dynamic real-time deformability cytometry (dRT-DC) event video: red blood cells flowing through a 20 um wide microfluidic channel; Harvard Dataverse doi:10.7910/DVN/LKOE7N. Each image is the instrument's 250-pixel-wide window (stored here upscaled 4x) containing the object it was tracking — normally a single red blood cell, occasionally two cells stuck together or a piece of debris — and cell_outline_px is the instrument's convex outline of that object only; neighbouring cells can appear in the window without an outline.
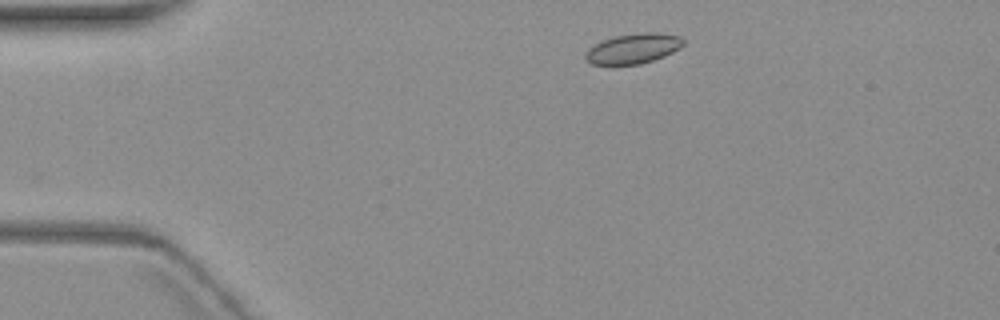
{"species": "common noctule bat (a hibernating species)", "species_latin": "Nyctalus noctula", "temperature_condition": "warm", "stored_images_in_passage": 7, "camera_frame_rate_fps": 3000, "um_per_image_px": 0.085, "animal": {"sex": "female", "body_mass_g": 19.3, "forearm_length_mm": 54.1}, "frame": {"image": 1, "passage_image": 1, "time_ms": 0.0, "image_size_px": [1000, 320], "cell_outline_px": [[684, 44], [680, 48], [664, 56], [640, 64], [592, 64], [584, 56], [584, 52], [588, 48], [600, 40], [612, 36], [644, 32], [660, 32], [680, 36], [684, 40]], "centroid_in_image_um": [53.81, 4.1], "position_along_channel_um": 31.2, "area_um2": 17.28}}
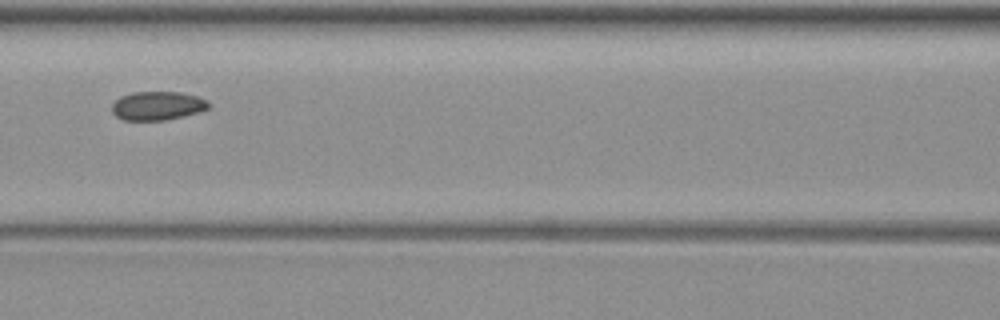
{"frame": {"image": 2, "passage_image": 5, "time_ms": 5.0, "image_size_px": [1000, 320], "cell_outline_px": [[208, 108], [200, 112], [164, 120], [124, 120], [116, 116], [112, 112], [112, 104], [120, 96], [132, 92], [180, 92], [196, 96], [208, 100]], "centroid_in_image_um": [13.37, 8.98], "position_along_channel_um": 153.2, "area_um2": 16.13}}
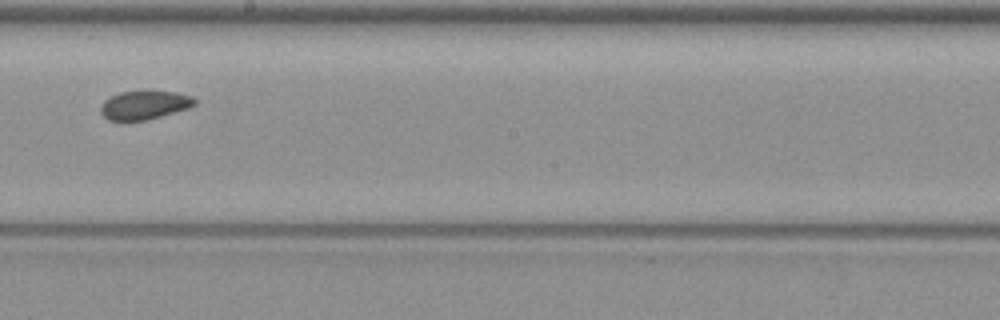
{"frame": {"image": 3, "passage_image": 7, "time_ms": 7.333, "image_size_px": [1000, 320], "cell_outline_px": [[196, 104], [188, 108], [148, 120], [108, 120], [100, 112], [100, 108], [104, 100], [120, 92], [176, 92], [192, 96], [196, 100]], "centroid_in_image_um": [12.28, 8.94], "position_along_channel_um": 235.9, "area_um2": 15.43}}